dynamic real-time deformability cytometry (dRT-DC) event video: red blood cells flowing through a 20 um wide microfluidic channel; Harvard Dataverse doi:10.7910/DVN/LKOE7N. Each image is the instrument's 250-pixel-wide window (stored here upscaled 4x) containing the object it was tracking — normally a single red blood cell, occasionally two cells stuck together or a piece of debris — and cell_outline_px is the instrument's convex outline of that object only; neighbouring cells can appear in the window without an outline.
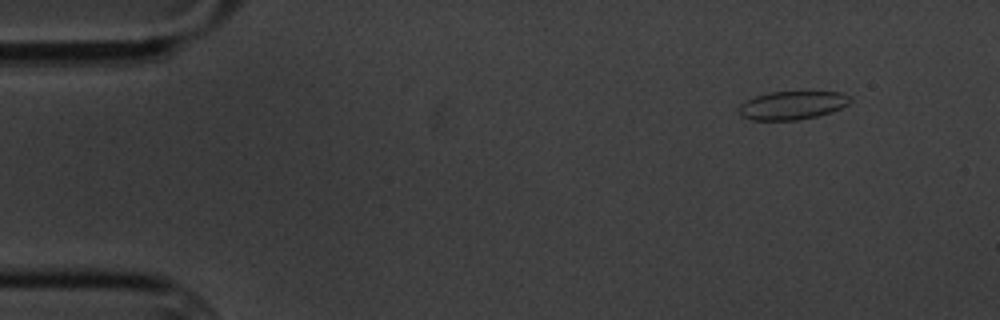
{"species": "common noctule bat (a hibernating species)", "species_latin": "Nyctalus noctula", "temperature_condition": "cold", "stored_images_in_passage": 5, "camera_frame_rate_fps": 3000, "um_per_image_px": 0.085, "animal": {"sex": "male", "body_mass_g": 20.1, "forearm_length_mm": 53.5}, "frame": {"image": 1, "passage_image": 2, "time_ms": 1.333, "image_size_px": [1000, 320], "cell_outline_px": [[852, 100], [848, 104], [832, 112], [816, 116], [796, 120], [752, 120], [740, 116], [740, 104], [756, 96], [768, 92], [840, 92], [852, 96]], "centroid_in_image_um": [67.37, 8.95], "position_along_channel_um": 17.6, "area_um2": 18.32}}